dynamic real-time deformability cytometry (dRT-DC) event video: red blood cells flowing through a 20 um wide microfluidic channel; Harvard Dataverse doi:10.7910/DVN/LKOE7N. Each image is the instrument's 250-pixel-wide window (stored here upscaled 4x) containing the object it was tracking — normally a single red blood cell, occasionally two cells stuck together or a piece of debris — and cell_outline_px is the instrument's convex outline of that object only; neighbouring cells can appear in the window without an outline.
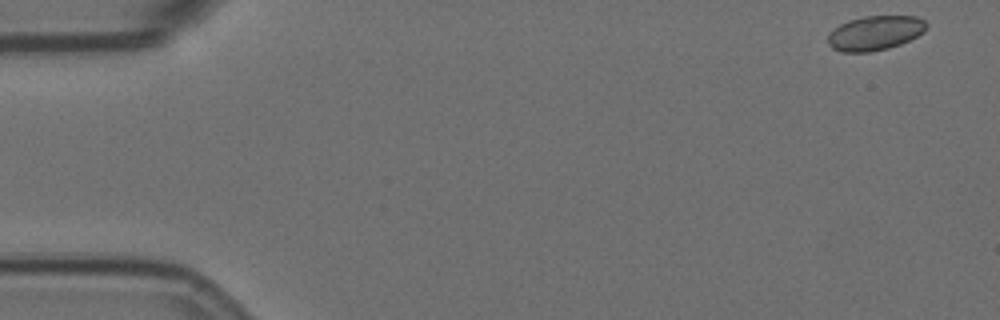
{"species": "Egyptian fruit bat (a non-hibernating species)", "species_latin": "Rousettus aegyptiacus", "temperature_condition": "room temperature", "stored_images_in_passage": 57, "camera_frame_rate_fps": 3000, "um_per_image_px": 0.085, "animal": {"sex": "female"}, "frame": {"image": 1, "passage_image": 1, "time_ms": 0.0, "image_size_px": [1000, 320], "cell_outline_px": [[928, 24], [924, 32], [900, 44], [888, 48], [868, 52], [840, 52], [832, 48], [828, 44], [828, 32], [840, 24], [848, 20], [864, 16], [916, 16], [924, 20]], "centroid_in_image_um": [74.35, 2.8], "position_along_channel_um": 10.7, "area_um2": 19.88}}
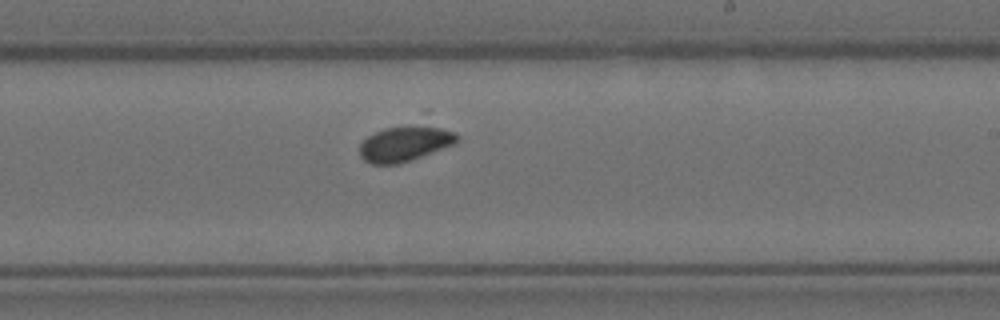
{"frame": {"image": 2, "passage_image": 33, "time_ms": 10.667, "image_size_px": [1000, 320], "cell_outline_px": [[460, 140], [456, 144], [400, 164], [372, 164], [364, 160], [360, 156], [360, 144], [368, 136], [384, 128], [424, 124], [428, 124], [456, 132], [460, 136]], "centroid_in_image_um": [34.48, 12.2], "position_along_channel_um": 254.5, "area_um2": 20.4}}
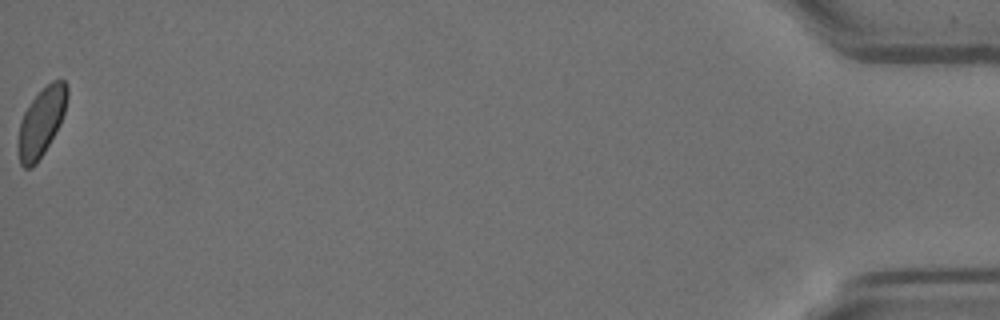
{"frame": {"image": 3, "passage_image": 57, "time_ms": 18.667, "image_size_px": [1000, 320], "cell_outline_px": [[68, 96], [64, 112], [60, 124], [44, 152], [36, 164], [32, 168], [24, 168], [20, 164], [16, 148], [16, 144], [20, 120], [24, 112], [32, 100], [52, 80], [64, 80], [68, 88]], "centroid_in_image_um": [3.48, 10.42], "position_along_channel_um": 431.7, "area_um2": 19.65}, "authors_computed_cell_mechanics": {"area_um2": 19.941, "velocity_mm_per_s": 3.4824, "shape_relaxation_time_tau1_ms": 2.8298, "shape_relaxation_time_tau2_ms": null, "deformation_change_tau1": 0.0425, "deformation_change_tau2": null}}